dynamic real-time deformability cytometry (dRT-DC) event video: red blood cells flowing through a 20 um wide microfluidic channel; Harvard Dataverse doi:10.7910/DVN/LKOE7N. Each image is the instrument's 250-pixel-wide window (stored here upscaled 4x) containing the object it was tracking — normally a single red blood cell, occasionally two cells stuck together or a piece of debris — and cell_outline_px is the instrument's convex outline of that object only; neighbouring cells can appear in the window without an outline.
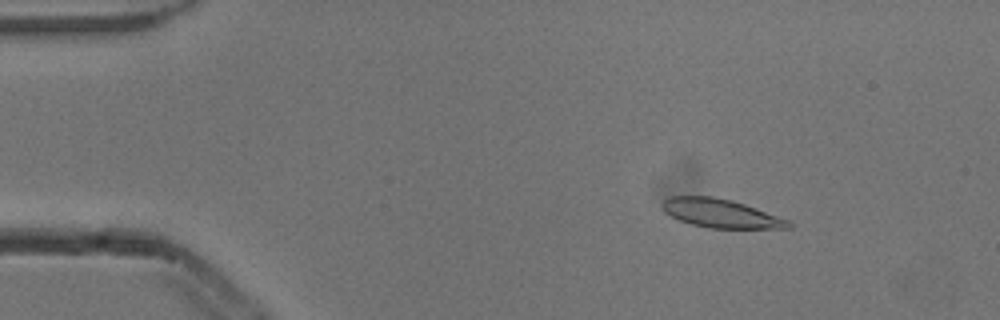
{"species": "common noctule bat (a hibernating species)", "species_latin": "Nyctalus noctula", "temperature_condition": "cold", "stored_images_in_passage": 4, "camera_frame_rate_fps": 3000, "um_per_image_px": 0.085, "animal": {"sex": "male", "body_mass_g": 13.3}, "frame": {"image": 1, "passage_image": 2, "time_ms": 0.333, "image_size_px": [1000, 320], "cell_outline_px": [[792, 228], [708, 228], [692, 224], [680, 220], [664, 212], [660, 208], [660, 204], [668, 196], [712, 196], [732, 200], [756, 208], [788, 220], [792, 224]], "centroid_in_image_um": [61.21, 18.13], "position_along_channel_um": 23.8, "area_um2": 21.04}}